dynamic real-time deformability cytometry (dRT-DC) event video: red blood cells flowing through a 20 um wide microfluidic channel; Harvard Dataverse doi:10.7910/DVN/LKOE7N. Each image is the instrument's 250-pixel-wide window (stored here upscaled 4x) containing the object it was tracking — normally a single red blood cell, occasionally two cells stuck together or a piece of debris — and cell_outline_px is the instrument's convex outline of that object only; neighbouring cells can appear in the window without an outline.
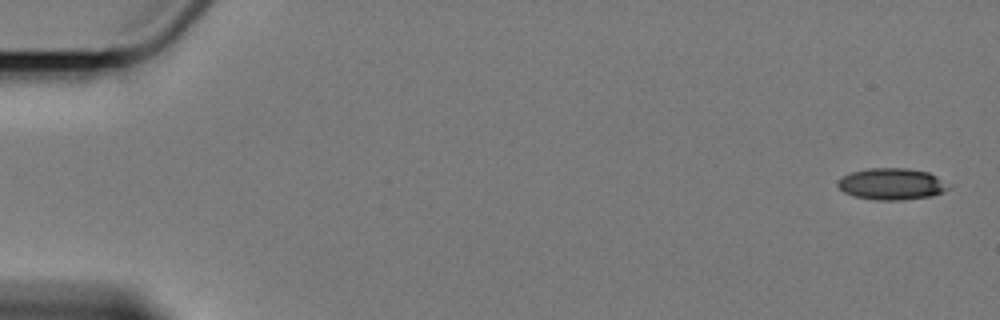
{"species": "Egyptian fruit bat (a non-hibernating species)", "species_latin": "Rousettus aegyptiacus", "temperature_condition": "cold", "stored_images_in_passage": 8, "camera_frame_rate_fps": 3000, "um_per_image_px": 0.085, "animal": {"sex": "female"}, "frame": {"image": 1, "passage_image": 1, "time_ms": 0.0, "image_size_px": [1000, 320], "cell_outline_px": [[952, 188], [944, 192], [932, 196], [904, 200], [876, 200], [852, 196], [844, 192], [836, 184], [836, 180], [852, 172], [868, 168], [908, 168], [928, 172], [952, 184]], "centroid_in_image_um": [75.84, 15.64], "position_along_channel_um": 9.2, "area_um2": 20.75}}
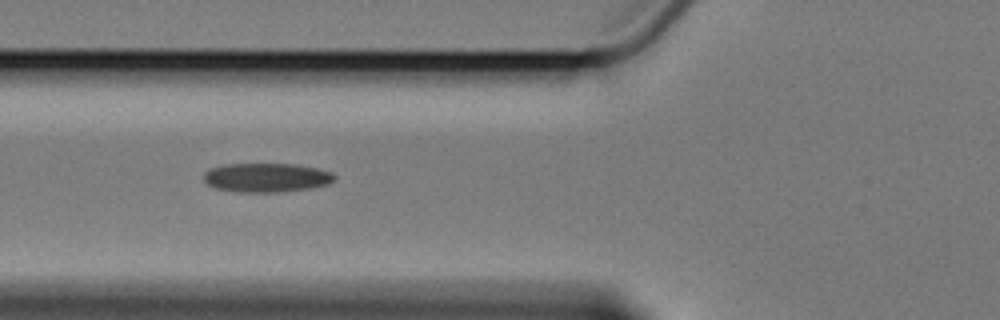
{"frame": {"image": 2, "passage_image": 7, "time_ms": 7.0, "image_size_px": [1000, 320], "cell_outline_px": [[336, 176], [328, 184], [312, 188], [280, 192], [240, 192], [216, 188], [208, 184], [204, 180], [204, 172], [212, 168], [224, 164], [292, 164], [316, 168], [332, 172]], "centroid_in_image_um": [22.65, 15.1], "position_along_channel_um": 103.1, "area_um2": 22.02}}
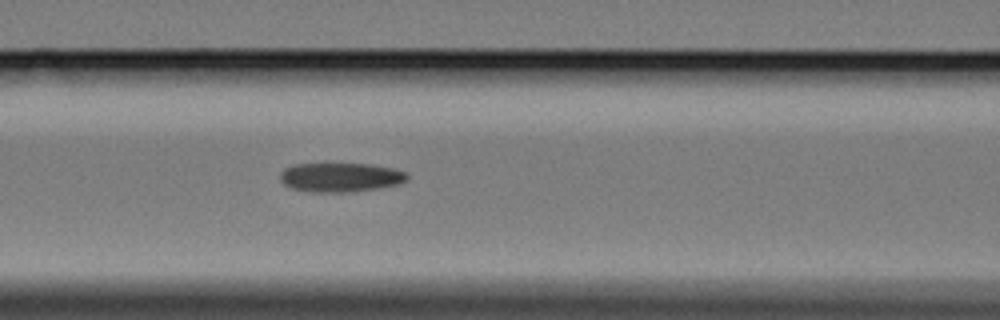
{"frame": {"image": 3, "passage_image": 8, "time_ms": 8.0, "image_size_px": [1000, 320], "cell_outline_px": [[408, 180], [400, 184], [380, 188], [352, 192], [312, 192], [292, 188], [284, 184], [280, 180], [280, 172], [284, 168], [296, 164], [372, 164], [396, 168], [404, 172], [408, 176]], "centroid_in_image_um": [28.97, 15.07], "position_along_channel_um": 137.6, "area_um2": 21.79}}